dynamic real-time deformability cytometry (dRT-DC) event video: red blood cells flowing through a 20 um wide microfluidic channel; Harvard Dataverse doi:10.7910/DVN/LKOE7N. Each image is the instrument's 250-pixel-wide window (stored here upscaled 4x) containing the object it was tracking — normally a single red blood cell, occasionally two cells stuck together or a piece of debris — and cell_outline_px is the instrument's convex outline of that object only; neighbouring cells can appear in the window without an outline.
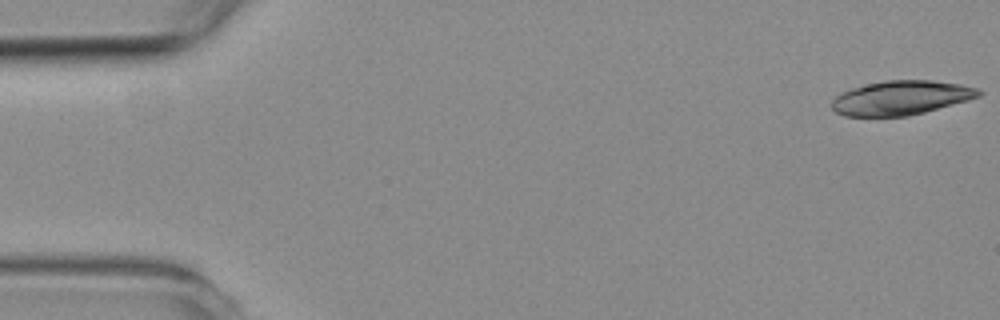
{"species": "common noctule bat (a hibernating species)", "species_latin": "Nyctalus noctula", "temperature_condition": "room temperature", "stored_images_in_passage": 6, "camera_frame_rate_fps": 3000, "um_per_image_px": 0.085, "animal": {"sex": "female", "body_mass_g": 19.3, "forearm_length_mm": 54.1}, "frame": {"image": 1, "passage_image": 1, "time_ms": 0.0, "image_size_px": [1000, 320], "cell_outline_px": [[984, 92], [980, 96], [924, 112], [908, 116], [844, 116], [836, 112], [832, 108], [832, 100], [840, 92], [852, 88], [884, 80], [932, 80], [960, 84], [976, 88]], "centroid_in_image_um": [76.56, 8.31], "position_along_channel_um": 8.4, "area_um2": 29.13}}